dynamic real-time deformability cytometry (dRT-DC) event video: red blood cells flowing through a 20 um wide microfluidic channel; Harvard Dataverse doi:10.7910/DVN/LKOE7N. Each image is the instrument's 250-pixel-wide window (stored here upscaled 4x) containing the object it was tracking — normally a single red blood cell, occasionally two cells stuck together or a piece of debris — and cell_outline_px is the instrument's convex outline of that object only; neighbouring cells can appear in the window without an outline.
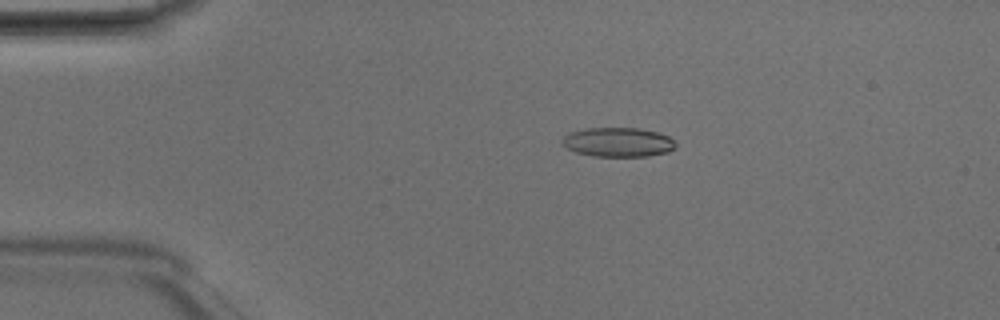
{"species": "Egyptian fruit bat (a non-hibernating species)", "species_latin": "Rousettus aegyptiacus", "temperature_condition": "room temperature", "stored_images_in_passage": 49, "camera_frame_rate_fps": 3000, "um_per_image_px": 0.085, "animal": {"sex": "male"}, "frame": {"image": 1, "passage_image": 10, "time_ms": 3.0, "image_size_px": [1000, 320], "cell_outline_px": [[676, 148], [668, 152], [648, 156], [592, 156], [576, 152], [568, 148], [564, 144], [564, 136], [568, 132], [584, 128], [640, 128], [656, 132], [668, 136], [676, 144]], "centroid_in_image_um": [52.55, 12.08], "position_along_channel_um": 32.5, "area_um2": 19.31}}
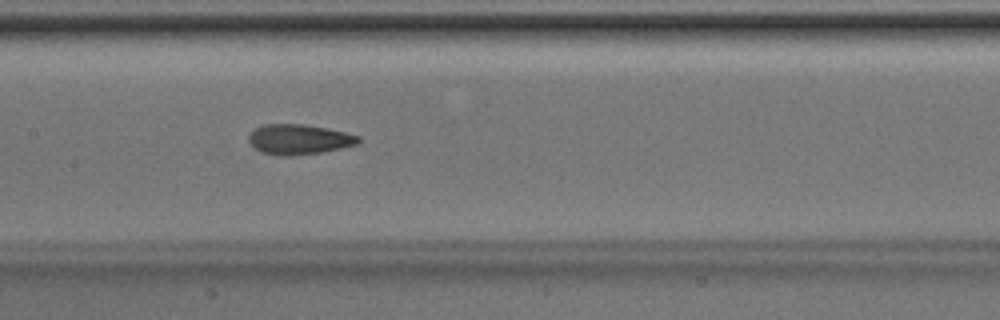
{"frame": {"image": 2, "passage_image": 24, "time_ms": 7.667, "image_size_px": [1000, 320], "cell_outline_px": [[360, 140], [356, 144], [340, 148], [320, 152], [288, 156], [280, 156], [260, 152], [248, 140], [248, 136], [256, 128], [264, 124], [304, 124], [328, 128], [360, 136]], "centroid_in_image_um": [25.4, 11.84], "position_along_channel_um": 182.0, "area_um2": 19.07}}
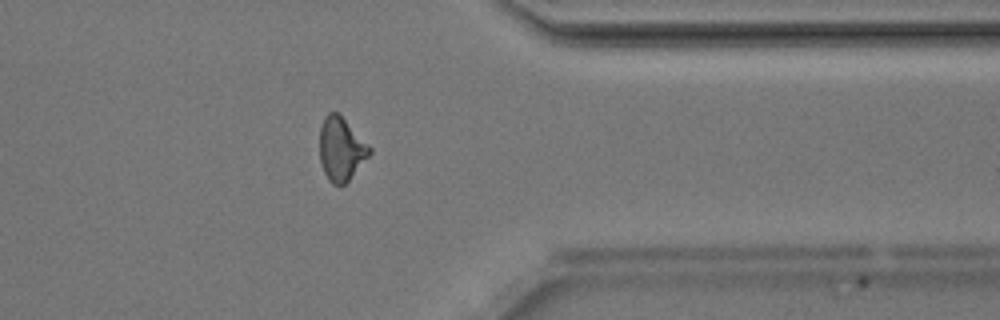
{"frame": {"image": 3, "passage_image": 39, "time_ms": 12.667, "image_size_px": [1000, 320], "cell_outline_px": [[372, 152], [348, 180], [340, 188], [332, 184], [328, 180], [324, 172], [320, 160], [320, 128], [324, 116], [328, 112], [340, 112], [372, 148]], "centroid_in_image_um": [28.99, 12.64], "position_along_channel_um": 382.4, "area_um2": 18.73}, "authors_computed_cell_mechanics": {"area_um2": 18.9006, "velocity_mm_per_s": 4.2086, "shape_relaxation_time_tau1_ms": 5.5731, "shape_relaxation_time_tau2_ms": 1.6857, "deformation_change_tau1": 0.1545, "deformation_change_tau2": 0.0893}}